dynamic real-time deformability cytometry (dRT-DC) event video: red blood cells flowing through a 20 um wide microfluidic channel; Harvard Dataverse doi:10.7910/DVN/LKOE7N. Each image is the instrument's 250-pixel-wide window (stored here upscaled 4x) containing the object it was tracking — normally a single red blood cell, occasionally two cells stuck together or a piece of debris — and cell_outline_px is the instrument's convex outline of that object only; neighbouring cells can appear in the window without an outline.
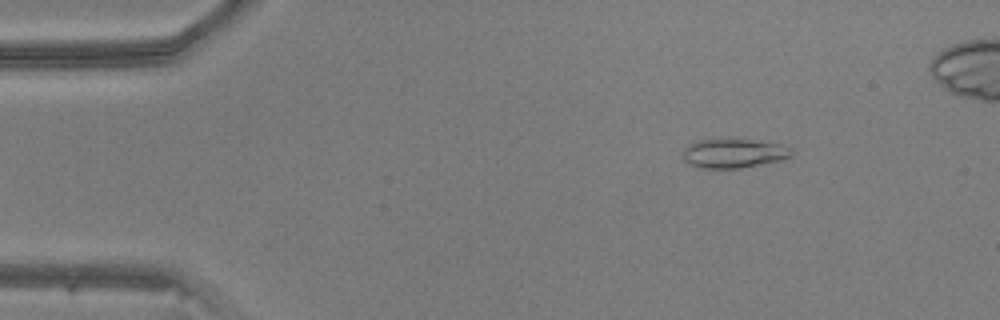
{"species": "common noctule bat (a hibernating species)", "species_latin": "Nyctalus noctula", "temperature_condition": "warm", "stored_images_in_passage": 42, "camera_frame_rate_fps": 3000, "um_per_image_px": 0.085, "animal": {"sex": "male", "body_mass_g": 20.5, "forearm_length_mm": 52.5}, "frame": {"image": 1, "passage_image": 3, "time_ms": 0.667, "image_size_px": [1000, 320], "cell_outline_px": [[792, 156], [780, 160], [740, 168], [700, 168], [688, 164], [684, 160], [684, 148], [688, 144], [696, 140], [752, 140], [780, 144], [792, 148]], "centroid_in_image_um": [62.35, 13.04], "position_along_channel_um": 22.7, "area_um2": 18.26}}
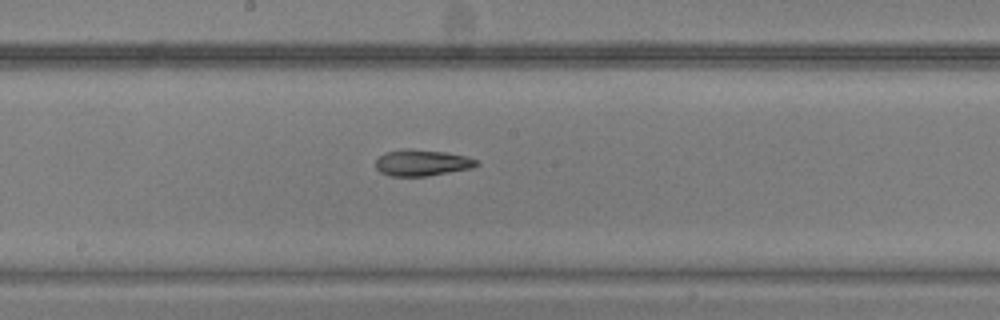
{"frame": {"image": 2, "passage_image": 22, "time_ms": 7.0, "image_size_px": [1000, 320], "cell_outline_px": [[480, 164], [472, 168], [428, 176], [388, 176], [380, 172], [376, 168], [376, 160], [384, 152], [404, 148], [408, 148], [444, 152], [464, 156], [476, 160]], "centroid_in_image_um": [35.83, 13.83], "position_along_channel_um": 212.4, "area_um2": 15.49}}
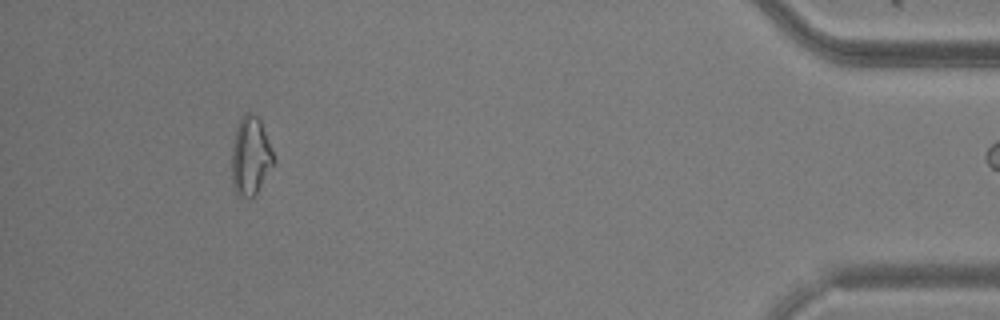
{"frame": {"image": 3, "passage_image": 41, "time_ms": 13.333, "image_size_px": [1000, 320], "cell_outline_px": [[276, 160], [256, 192], [248, 200], [240, 196], [236, 192], [232, 184], [232, 144], [236, 128], [244, 112], [252, 112], [260, 120]], "centroid_in_image_um": [21.28, 13.26], "position_along_channel_um": 413.9, "area_um2": 19.02}}